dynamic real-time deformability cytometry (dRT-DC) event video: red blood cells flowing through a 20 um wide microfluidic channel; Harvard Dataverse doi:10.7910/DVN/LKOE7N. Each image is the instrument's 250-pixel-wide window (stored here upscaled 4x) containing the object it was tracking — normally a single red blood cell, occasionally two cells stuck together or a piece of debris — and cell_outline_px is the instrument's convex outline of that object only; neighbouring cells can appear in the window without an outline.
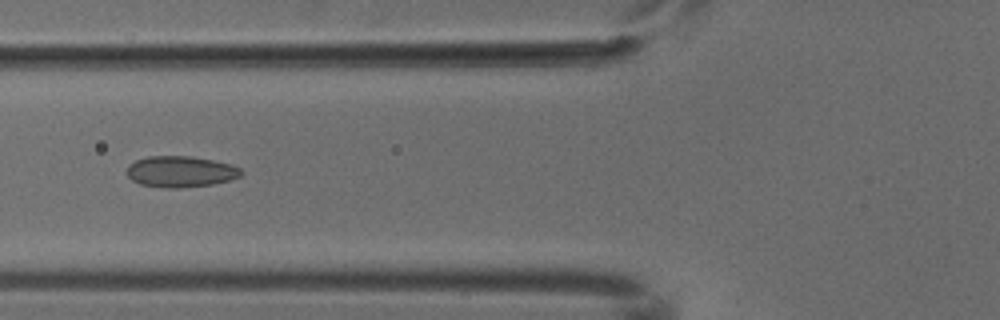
{"species": "common noctule bat (a hibernating species)", "species_latin": "Nyctalus noctula", "temperature_condition": "cold", "stored_images_in_passage": 4, "camera_frame_rate_fps": 3000, "um_per_image_px": 0.085, "animal": {"sex": "male", "body_mass_g": 18.8}, "frame": {"image": 1, "passage_image": 3, "time_ms": 0.667, "image_size_px": [1000, 320], "cell_outline_px": [[244, 172], [240, 176], [228, 180], [212, 184], [176, 188], [164, 188], [140, 184], [132, 180], [124, 172], [128, 164], [136, 160], [148, 156], [192, 156], [232, 164], [240, 168]], "centroid_in_image_um": [15.31, 14.58], "position_along_channel_um": 110.5, "area_um2": 20.87}}
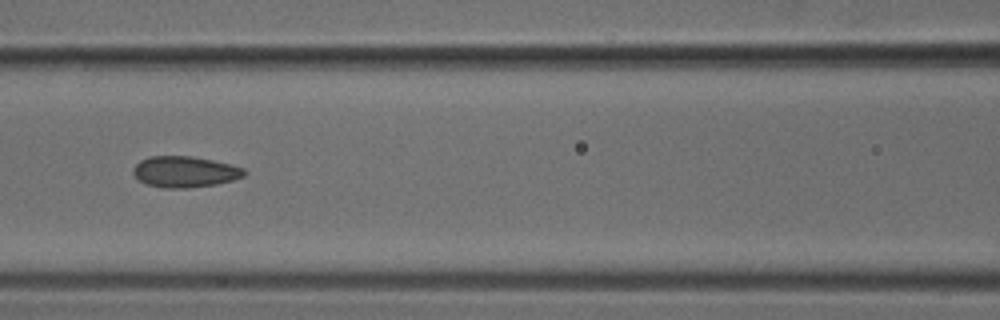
{"frame": {"image": 2, "passage_image": 4, "time_ms": 1.0, "image_size_px": [1000, 320], "cell_outline_px": [[248, 172], [244, 176], [232, 180], [216, 184], [188, 188], [160, 188], [148, 184], [140, 180], [132, 172], [132, 168], [140, 160], [148, 156], [192, 156], [212, 160], [244, 168]], "centroid_in_image_um": [15.7, 14.6], "position_along_channel_um": 150.9, "area_um2": 20.11}}